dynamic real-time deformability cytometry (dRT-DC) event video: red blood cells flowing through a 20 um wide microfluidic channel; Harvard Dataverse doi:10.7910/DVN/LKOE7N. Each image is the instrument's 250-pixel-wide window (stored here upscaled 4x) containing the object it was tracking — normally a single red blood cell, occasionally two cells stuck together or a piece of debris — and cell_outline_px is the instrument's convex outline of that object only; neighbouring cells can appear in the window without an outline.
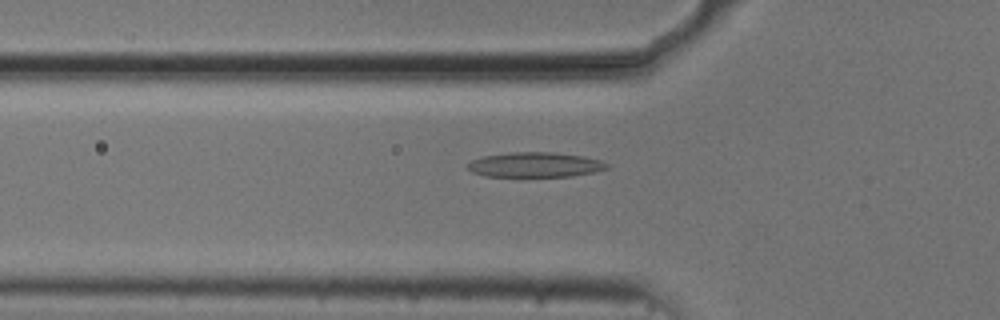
{"species": "common noctule bat (a hibernating species)", "species_latin": "Nyctalus noctula", "temperature_condition": "cold", "stored_images_in_passage": 55, "camera_frame_rate_fps": 3000, "um_per_image_px": 0.085, "animal": {"sex": "male", "body_mass_g": 20.5, "forearm_length_mm": 52.5}, "frame": {"image": 1, "passage_image": 18, "time_ms": 5.667, "image_size_px": [1000, 320], "cell_outline_px": [[612, 164], [608, 168], [596, 172], [572, 176], [484, 176], [472, 172], [468, 168], [468, 164], [472, 160], [484, 156], [512, 152], [552, 152], [584, 156], [600, 160]], "centroid_in_image_um": [45.55, 14.0], "position_along_channel_um": 80.3, "area_um2": 20.23}}
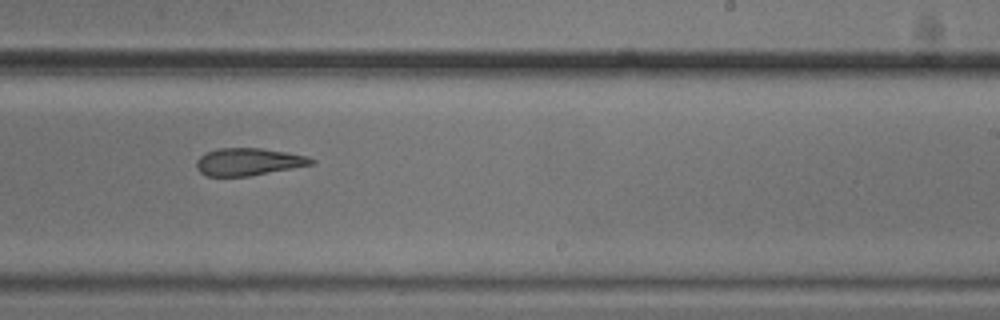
{"frame": {"image": 2, "passage_image": 33, "time_ms": 10.667, "image_size_px": [1000, 320], "cell_outline_px": [[316, 164], [248, 176], [208, 176], [200, 172], [196, 168], [196, 160], [200, 156], [208, 152], [220, 148], [260, 148], [308, 156], [316, 160]], "centroid_in_image_um": [21.14, 13.75], "position_along_channel_um": 267.9, "area_um2": 18.26}}
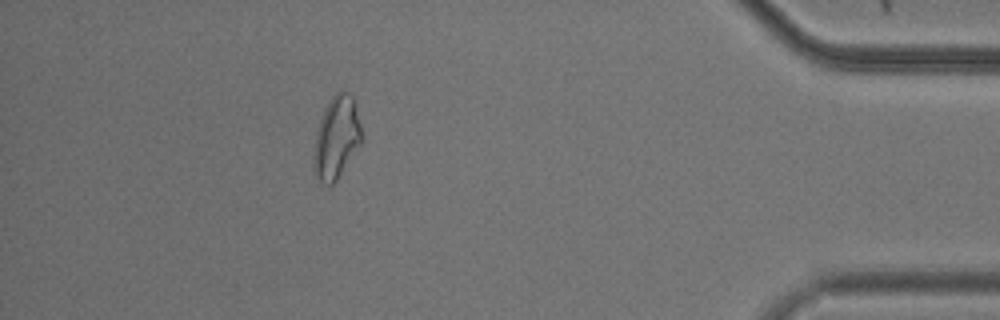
{"frame": {"image": 3, "passage_image": 48, "time_ms": 15.667, "image_size_px": [1000, 320], "cell_outline_px": [[360, 144], [336, 180], [332, 184], [324, 184], [316, 176], [312, 164], [312, 156], [316, 128], [320, 116], [328, 100], [340, 88], [348, 92], [352, 96], [356, 104], [360, 124]], "centroid_in_image_um": [28.55, 11.63], "position_along_channel_um": 406.7, "area_um2": 23.18}}